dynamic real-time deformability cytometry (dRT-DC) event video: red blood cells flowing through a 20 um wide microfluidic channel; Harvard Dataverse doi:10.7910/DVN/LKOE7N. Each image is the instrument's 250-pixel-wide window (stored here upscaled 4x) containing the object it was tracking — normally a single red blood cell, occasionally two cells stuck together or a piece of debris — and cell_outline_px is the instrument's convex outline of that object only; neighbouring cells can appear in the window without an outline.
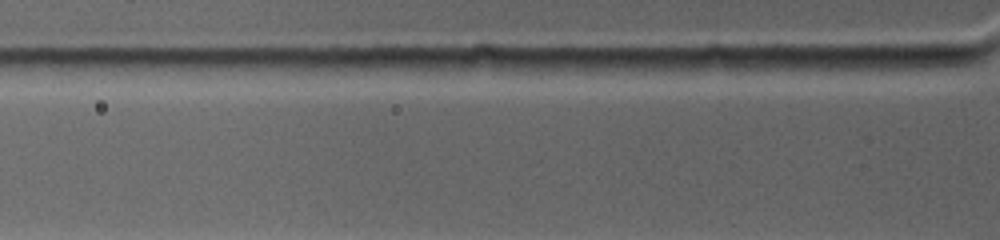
{"species": "common noctule bat (a hibernating species)", "species_latin": "Nyctalus noctula", "temperature_condition": "warm", "stored_images_in_passage": 2, "camera_frame_rate_fps": 4500, "um_per_image_px": 0.085, "animal": {"sex": "female", "body_mass_g": 19.0, "forearm_length_mm": 53.3}, "frame": {"image": 1, "passage_image": 2, "time_ms": 0.444, "image_size_px": [1000, 240], "cell_outline_px": [[972, 60], [968, 64], [936, 68], [824, 76], [804, 68], [816, 56], [964, 56]], "centroid_in_image_um": [74.78, 5.43], "position_along_channel_um": 51.0, "area_um2": 17.11}}